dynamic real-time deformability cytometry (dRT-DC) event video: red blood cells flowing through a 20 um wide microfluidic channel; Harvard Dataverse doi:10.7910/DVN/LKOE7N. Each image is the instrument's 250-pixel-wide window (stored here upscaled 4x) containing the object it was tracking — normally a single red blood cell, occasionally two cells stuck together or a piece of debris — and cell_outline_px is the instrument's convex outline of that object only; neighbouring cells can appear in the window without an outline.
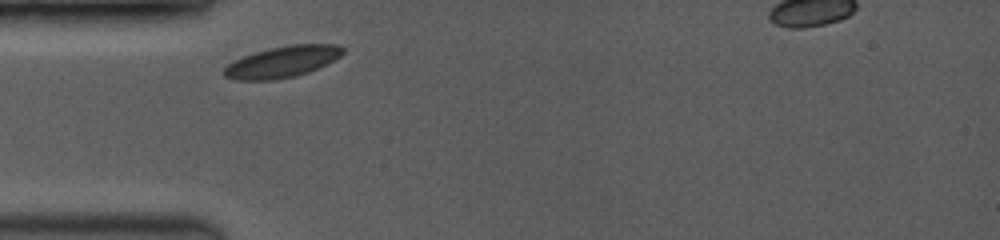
{"species": "common noctule bat (a hibernating species)", "species_latin": "Nyctalus noctula", "temperature_condition": "room temperature", "stored_images_in_passage": 10, "camera_frame_rate_fps": 3500, "um_per_image_px": 0.085, "animal": {"sex": "female", "body_mass_g": 19.0, "forearm_length_mm": 53.3}, "frame": {"image": 1, "passage_image": 1, "time_ms": 0.0, "image_size_px": [1000, 240], "cell_outline_px": [[344, 52], [340, 56], [308, 72], [296, 76], [272, 80], [236, 80], [224, 76], [220, 72], [232, 60], [256, 52], [272, 48], [292, 44], [336, 44], [344, 48]], "centroid_in_image_um": [23.94, 5.26], "position_along_channel_um": 61.1, "area_um2": 21.5}}
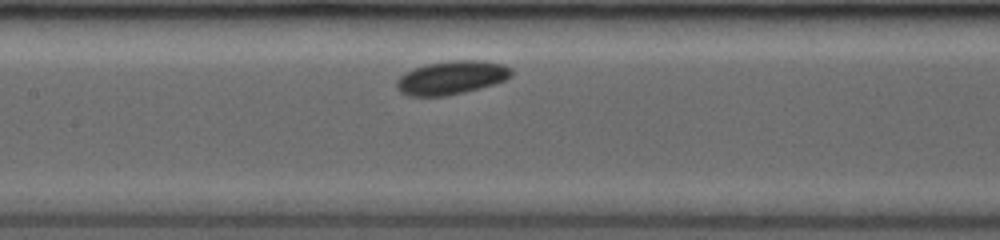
{"frame": {"image": 2, "passage_image": 6, "time_ms": 2.857, "image_size_px": [1000, 240], "cell_outline_px": [[512, 76], [504, 80], [480, 88], [464, 92], [444, 96], [408, 96], [400, 92], [396, 88], [396, 80], [404, 72], [424, 64], [448, 60], [480, 60], [504, 64], [512, 68]], "centroid_in_image_um": [38.35, 6.59], "position_along_channel_um": 169.0, "area_um2": 22.66}}
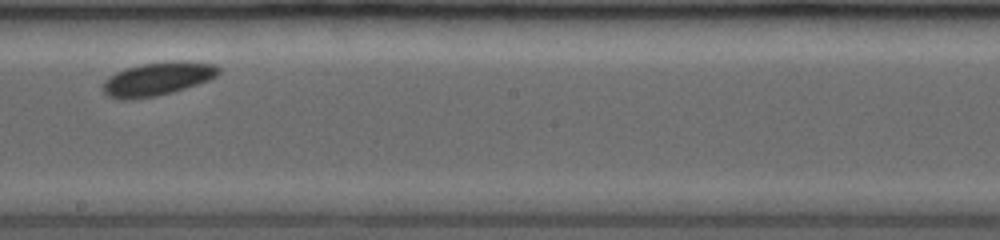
{"frame": {"image": 3, "passage_image": 9, "time_ms": 4.571, "image_size_px": [1000, 240], "cell_outline_px": [[220, 72], [216, 76], [208, 80], [172, 92], [156, 96], [132, 100], [120, 100], [108, 96], [100, 88], [100, 84], [108, 76], [124, 68], [140, 64], [172, 60], [184, 60], [216, 64], [220, 68]], "centroid_in_image_um": [13.33, 6.69], "position_along_channel_um": 234.9, "area_um2": 23.0}}